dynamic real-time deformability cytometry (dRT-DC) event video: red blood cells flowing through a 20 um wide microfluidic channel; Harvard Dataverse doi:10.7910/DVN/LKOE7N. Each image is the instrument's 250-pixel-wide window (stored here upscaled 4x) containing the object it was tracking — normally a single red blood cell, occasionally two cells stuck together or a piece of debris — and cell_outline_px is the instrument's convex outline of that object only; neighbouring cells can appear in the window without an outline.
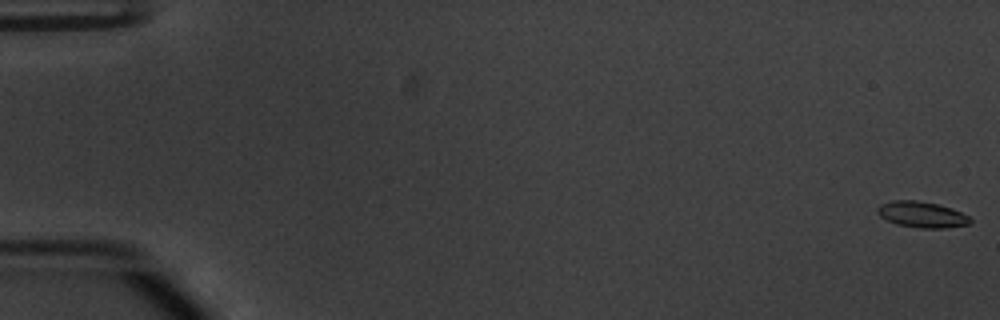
{"species": "common noctule bat (a hibernating species)", "species_latin": "Nyctalus noctula", "temperature_condition": "warm", "stored_images_in_passage": 47, "camera_frame_rate_fps": 3000, "um_per_image_px": 0.085, "animal": {"sex": "male", "body_mass_g": 20.1, "forearm_length_mm": 53.5}, "frame": {"image": 1, "passage_image": 1, "time_ms": 0.0, "image_size_px": [1000, 320], "cell_outline_px": [[972, 220], [968, 224], [944, 228], [920, 228], [896, 224], [880, 216], [876, 212], [876, 208], [880, 204], [892, 200], [916, 200], [936, 204], [952, 208], [968, 216]], "centroid_in_image_um": [78.32, 18.23], "position_along_channel_um": 6.7, "area_um2": 13.99}}
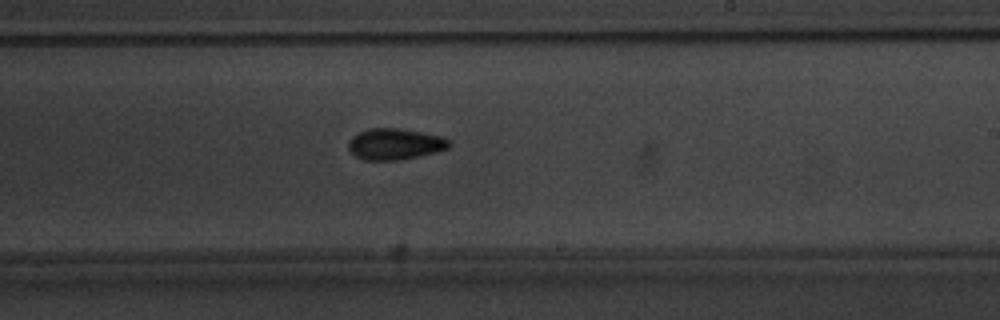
{"frame": {"image": 2, "passage_image": 26, "time_ms": 8.333, "image_size_px": [1000, 320], "cell_outline_px": [[452, 144], [448, 148], [436, 152], [400, 160], [364, 160], [356, 156], [348, 148], [348, 140], [356, 132], [368, 128], [400, 128], [444, 136], [452, 140]], "centroid_in_image_um": [33.59, 12.23], "position_along_channel_um": 255.4, "area_um2": 18.67}}
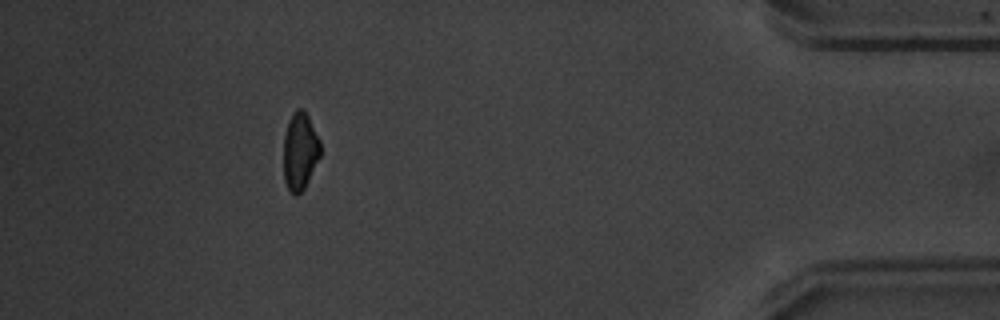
{"frame": {"image": 3, "passage_image": 42, "time_ms": 13.667, "image_size_px": [1000, 320], "cell_outline_px": [[320, 156], [304, 188], [296, 196], [292, 196], [284, 180], [284, 136], [288, 120], [292, 112], [296, 108], [304, 108], [320, 140]], "centroid_in_image_um": [25.49, 12.83], "position_along_channel_um": 409.7, "area_um2": 16.7}, "authors_computed_cell_mechanics": {"area_um2": 17.4556, "velocity_mm_per_s": 3.8379, "shape_relaxation_time_tau1_ms": 2.6366, "shape_relaxation_time_tau2_ms": 4.5496, "deformation_change_tau1": 0.1214, "deformation_change_tau2": 0.1031}}